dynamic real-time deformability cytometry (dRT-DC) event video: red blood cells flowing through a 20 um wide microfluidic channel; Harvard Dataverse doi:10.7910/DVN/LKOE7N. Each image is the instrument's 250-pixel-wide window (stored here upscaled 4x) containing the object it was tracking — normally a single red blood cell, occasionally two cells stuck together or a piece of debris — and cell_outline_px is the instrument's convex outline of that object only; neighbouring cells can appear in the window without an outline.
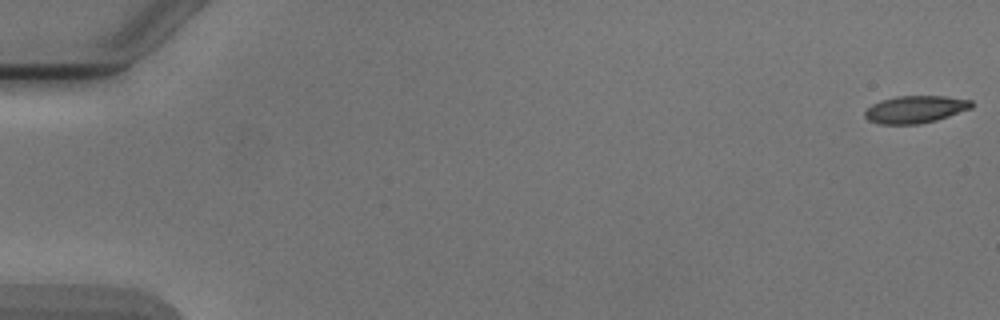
{"species": "Egyptian fruit bat (a non-hibernating species)", "species_latin": "Rousettus aegyptiacus", "temperature_condition": "cold", "stored_images_in_passage": 7, "camera_frame_rate_fps": 3000, "um_per_image_px": 0.085, "animal": {"sex": "male"}, "frame": {"image": 1, "passage_image": 1, "time_ms": 0.0, "image_size_px": [1000, 320], "cell_outline_px": [[972, 108], [936, 120], [920, 124], [880, 124], [868, 120], [864, 116], [864, 112], [872, 104], [880, 100], [896, 96], [944, 96], [972, 100]], "centroid_in_image_um": [77.78, 9.29], "position_along_channel_um": 7.2, "area_um2": 16.99}}
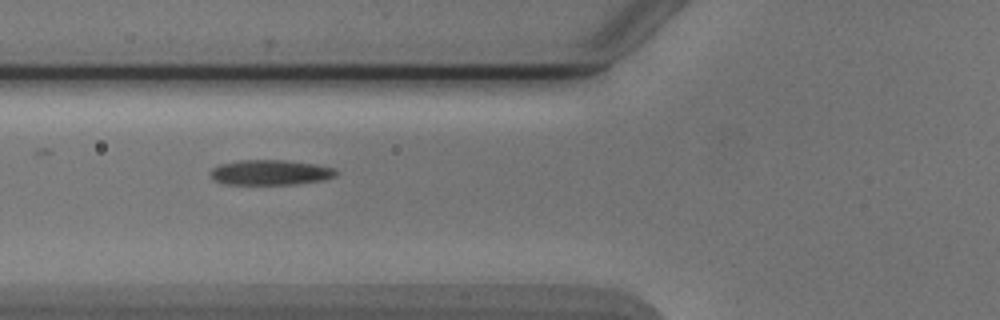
{"frame": {"image": 2, "passage_image": 6, "time_ms": 6.667, "image_size_px": [1000, 320], "cell_outline_px": [[340, 172], [336, 176], [324, 180], [296, 184], [224, 184], [212, 180], [208, 172], [212, 168], [220, 164], [240, 160], [284, 160], [316, 164], [336, 168]], "centroid_in_image_um": [22.99, 14.66], "position_along_channel_um": 102.8, "area_um2": 18.73}}
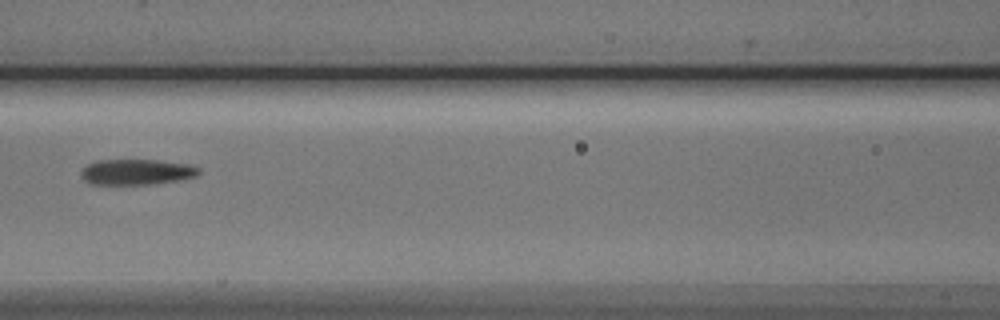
{"frame": {"image": 3, "passage_image": 7, "time_ms": 8.0, "image_size_px": [1000, 320], "cell_outline_px": [[200, 172], [196, 176], [176, 180], [152, 184], [92, 184], [84, 180], [80, 172], [88, 164], [96, 160], [156, 160], [192, 164], [200, 168]], "centroid_in_image_um": [11.63, 14.61], "position_along_channel_um": 155.0, "area_um2": 17.51}}